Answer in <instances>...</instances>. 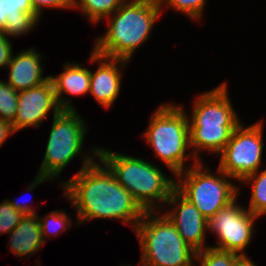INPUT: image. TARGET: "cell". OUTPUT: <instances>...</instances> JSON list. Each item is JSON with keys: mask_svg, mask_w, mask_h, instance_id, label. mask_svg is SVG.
<instances>
[{"mask_svg": "<svg viewBox=\"0 0 266 266\" xmlns=\"http://www.w3.org/2000/svg\"><path fill=\"white\" fill-rule=\"evenodd\" d=\"M92 151L85 156L78 173L62 185L64 196L76 209L77 224L96 218L118 219L125 224L132 223L135 230L145 211L118 183L109 168L94 160L93 156H98V146L92 147Z\"/></svg>", "mask_w": 266, "mask_h": 266, "instance_id": "cell-1", "label": "cell"}, {"mask_svg": "<svg viewBox=\"0 0 266 266\" xmlns=\"http://www.w3.org/2000/svg\"><path fill=\"white\" fill-rule=\"evenodd\" d=\"M227 84L198 95L189 122L190 149L194 162L202 161L199 152L220 154L232 132L241 124L229 99ZM195 158V159H194Z\"/></svg>", "mask_w": 266, "mask_h": 266, "instance_id": "cell-2", "label": "cell"}, {"mask_svg": "<svg viewBox=\"0 0 266 266\" xmlns=\"http://www.w3.org/2000/svg\"><path fill=\"white\" fill-rule=\"evenodd\" d=\"M162 10L158 0L125 1L107 17L108 30L96 39L93 50L99 55L129 61L148 39Z\"/></svg>", "mask_w": 266, "mask_h": 266, "instance_id": "cell-3", "label": "cell"}, {"mask_svg": "<svg viewBox=\"0 0 266 266\" xmlns=\"http://www.w3.org/2000/svg\"><path fill=\"white\" fill-rule=\"evenodd\" d=\"M97 158L114 174L116 180L135 199L144 211H157L176 188V180L141 158L98 147ZM160 202V203H159ZM160 204V205H159ZM162 204V205H161Z\"/></svg>", "mask_w": 266, "mask_h": 266, "instance_id": "cell-4", "label": "cell"}, {"mask_svg": "<svg viewBox=\"0 0 266 266\" xmlns=\"http://www.w3.org/2000/svg\"><path fill=\"white\" fill-rule=\"evenodd\" d=\"M145 211L135 227L143 266H194L197 251L188 245L165 214ZM193 258V259H192Z\"/></svg>", "mask_w": 266, "mask_h": 266, "instance_id": "cell-5", "label": "cell"}, {"mask_svg": "<svg viewBox=\"0 0 266 266\" xmlns=\"http://www.w3.org/2000/svg\"><path fill=\"white\" fill-rule=\"evenodd\" d=\"M144 137L154 153L176 176L188 168L185 161L190 148L189 122L183 106L162 104L150 117ZM188 155V156H187ZM187 156V158H186Z\"/></svg>", "mask_w": 266, "mask_h": 266, "instance_id": "cell-6", "label": "cell"}, {"mask_svg": "<svg viewBox=\"0 0 266 266\" xmlns=\"http://www.w3.org/2000/svg\"><path fill=\"white\" fill-rule=\"evenodd\" d=\"M53 119L43 162L28 191L46 180H55L70 161L84 151L82 146L87 127L77 110H62Z\"/></svg>", "mask_w": 266, "mask_h": 266, "instance_id": "cell-7", "label": "cell"}, {"mask_svg": "<svg viewBox=\"0 0 266 266\" xmlns=\"http://www.w3.org/2000/svg\"><path fill=\"white\" fill-rule=\"evenodd\" d=\"M192 165L176 175V189L209 220L238 199L239 189L231 180L226 179L232 177L220 168L216 170V174L219 173L217 176L205 169L202 161L193 162Z\"/></svg>", "mask_w": 266, "mask_h": 266, "instance_id": "cell-8", "label": "cell"}, {"mask_svg": "<svg viewBox=\"0 0 266 266\" xmlns=\"http://www.w3.org/2000/svg\"><path fill=\"white\" fill-rule=\"evenodd\" d=\"M263 125L256 122L246 128L241 123L219 154V167L233 179L242 180L259 170L263 153Z\"/></svg>", "mask_w": 266, "mask_h": 266, "instance_id": "cell-9", "label": "cell"}, {"mask_svg": "<svg viewBox=\"0 0 266 266\" xmlns=\"http://www.w3.org/2000/svg\"><path fill=\"white\" fill-rule=\"evenodd\" d=\"M236 202L237 199L212 216L208 220V230L218 236V245L213 248L241 255L245 254L253 237L254 222L259 217Z\"/></svg>", "mask_w": 266, "mask_h": 266, "instance_id": "cell-10", "label": "cell"}, {"mask_svg": "<svg viewBox=\"0 0 266 266\" xmlns=\"http://www.w3.org/2000/svg\"><path fill=\"white\" fill-rule=\"evenodd\" d=\"M51 110L53 117L62 111L49 78L41 85L18 91L17 112L12 127L15 132L28 126L37 128Z\"/></svg>", "mask_w": 266, "mask_h": 266, "instance_id": "cell-11", "label": "cell"}, {"mask_svg": "<svg viewBox=\"0 0 266 266\" xmlns=\"http://www.w3.org/2000/svg\"><path fill=\"white\" fill-rule=\"evenodd\" d=\"M174 208L165 212L168 219L177 228L182 239L194 250H204L205 234L208 230V219L186 199L176 188L166 201Z\"/></svg>", "mask_w": 266, "mask_h": 266, "instance_id": "cell-12", "label": "cell"}, {"mask_svg": "<svg viewBox=\"0 0 266 266\" xmlns=\"http://www.w3.org/2000/svg\"><path fill=\"white\" fill-rule=\"evenodd\" d=\"M90 60L92 63L98 61L97 63L100 62V64L95 73L90 70L89 94L96 99L99 105L108 109L114 104L120 93L121 71L128 61L99 55L94 50H92ZM119 65H121L120 69Z\"/></svg>", "mask_w": 266, "mask_h": 266, "instance_id": "cell-13", "label": "cell"}, {"mask_svg": "<svg viewBox=\"0 0 266 266\" xmlns=\"http://www.w3.org/2000/svg\"><path fill=\"white\" fill-rule=\"evenodd\" d=\"M41 54L36 52L35 48L24 50L12 55L8 65V81H6L16 91L26 90L41 85L49 79V76L43 77V67L41 65Z\"/></svg>", "mask_w": 266, "mask_h": 266, "instance_id": "cell-14", "label": "cell"}, {"mask_svg": "<svg viewBox=\"0 0 266 266\" xmlns=\"http://www.w3.org/2000/svg\"><path fill=\"white\" fill-rule=\"evenodd\" d=\"M39 20L30 0H0V31L7 37L29 33Z\"/></svg>", "mask_w": 266, "mask_h": 266, "instance_id": "cell-15", "label": "cell"}, {"mask_svg": "<svg viewBox=\"0 0 266 266\" xmlns=\"http://www.w3.org/2000/svg\"><path fill=\"white\" fill-rule=\"evenodd\" d=\"M64 71L59 76L49 75L51 79L59 107L62 110H76L72 103L63 97L69 95H85L90 91V70L80 64L66 62Z\"/></svg>", "mask_w": 266, "mask_h": 266, "instance_id": "cell-16", "label": "cell"}, {"mask_svg": "<svg viewBox=\"0 0 266 266\" xmlns=\"http://www.w3.org/2000/svg\"><path fill=\"white\" fill-rule=\"evenodd\" d=\"M10 248L18 257L33 255L44 245L40 219L37 214L25 215L20 223L9 233Z\"/></svg>", "mask_w": 266, "mask_h": 266, "instance_id": "cell-17", "label": "cell"}, {"mask_svg": "<svg viewBox=\"0 0 266 266\" xmlns=\"http://www.w3.org/2000/svg\"><path fill=\"white\" fill-rule=\"evenodd\" d=\"M125 1L129 0H73V8H81L90 22L98 23L114 13Z\"/></svg>", "mask_w": 266, "mask_h": 266, "instance_id": "cell-18", "label": "cell"}, {"mask_svg": "<svg viewBox=\"0 0 266 266\" xmlns=\"http://www.w3.org/2000/svg\"><path fill=\"white\" fill-rule=\"evenodd\" d=\"M242 181L248 184L253 182L248 210L258 217L266 215V169L260 173L259 171L252 173Z\"/></svg>", "mask_w": 266, "mask_h": 266, "instance_id": "cell-19", "label": "cell"}, {"mask_svg": "<svg viewBox=\"0 0 266 266\" xmlns=\"http://www.w3.org/2000/svg\"><path fill=\"white\" fill-rule=\"evenodd\" d=\"M237 255L207 246L204 250L197 251L195 259L200 262L199 266H234Z\"/></svg>", "mask_w": 266, "mask_h": 266, "instance_id": "cell-20", "label": "cell"}, {"mask_svg": "<svg viewBox=\"0 0 266 266\" xmlns=\"http://www.w3.org/2000/svg\"><path fill=\"white\" fill-rule=\"evenodd\" d=\"M39 219L44 242L47 240L46 236H52L53 234L56 236L59 232H63L64 230L69 229V227H71L70 225H73L71 223L72 220L66 215V212H63V210H53L45 216L44 219L41 216H39ZM50 233H52V235Z\"/></svg>", "mask_w": 266, "mask_h": 266, "instance_id": "cell-21", "label": "cell"}, {"mask_svg": "<svg viewBox=\"0 0 266 266\" xmlns=\"http://www.w3.org/2000/svg\"><path fill=\"white\" fill-rule=\"evenodd\" d=\"M18 91L0 80V119L13 122L16 117Z\"/></svg>", "mask_w": 266, "mask_h": 266, "instance_id": "cell-22", "label": "cell"}, {"mask_svg": "<svg viewBox=\"0 0 266 266\" xmlns=\"http://www.w3.org/2000/svg\"><path fill=\"white\" fill-rule=\"evenodd\" d=\"M205 1L206 0H158L161 9L166 5L198 21L202 17V11L206 4Z\"/></svg>", "mask_w": 266, "mask_h": 266, "instance_id": "cell-23", "label": "cell"}, {"mask_svg": "<svg viewBox=\"0 0 266 266\" xmlns=\"http://www.w3.org/2000/svg\"><path fill=\"white\" fill-rule=\"evenodd\" d=\"M25 215L15 210L8 199L0 203V234L10 233Z\"/></svg>", "mask_w": 266, "mask_h": 266, "instance_id": "cell-24", "label": "cell"}, {"mask_svg": "<svg viewBox=\"0 0 266 266\" xmlns=\"http://www.w3.org/2000/svg\"><path fill=\"white\" fill-rule=\"evenodd\" d=\"M34 11L41 16L43 8L73 9V0H30Z\"/></svg>", "mask_w": 266, "mask_h": 266, "instance_id": "cell-25", "label": "cell"}, {"mask_svg": "<svg viewBox=\"0 0 266 266\" xmlns=\"http://www.w3.org/2000/svg\"><path fill=\"white\" fill-rule=\"evenodd\" d=\"M6 36L3 31H0V68L6 67L13 55L12 43Z\"/></svg>", "mask_w": 266, "mask_h": 266, "instance_id": "cell-26", "label": "cell"}, {"mask_svg": "<svg viewBox=\"0 0 266 266\" xmlns=\"http://www.w3.org/2000/svg\"><path fill=\"white\" fill-rule=\"evenodd\" d=\"M16 133L12 127V123L0 119V147L4 144L9 135Z\"/></svg>", "mask_w": 266, "mask_h": 266, "instance_id": "cell-27", "label": "cell"}, {"mask_svg": "<svg viewBox=\"0 0 266 266\" xmlns=\"http://www.w3.org/2000/svg\"><path fill=\"white\" fill-rule=\"evenodd\" d=\"M11 206L15 209L18 210L19 212H22L24 215H34L36 213L35 210H33V208H31V206L29 205H24V203L22 204L20 201H10Z\"/></svg>", "mask_w": 266, "mask_h": 266, "instance_id": "cell-28", "label": "cell"}, {"mask_svg": "<svg viewBox=\"0 0 266 266\" xmlns=\"http://www.w3.org/2000/svg\"><path fill=\"white\" fill-rule=\"evenodd\" d=\"M234 266H256V264L246 254H238Z\"/></svg>", "mask_w": 266, "mask_h": 266, "instance_id": "cell-29", "label": "cell"}]
</instances>
